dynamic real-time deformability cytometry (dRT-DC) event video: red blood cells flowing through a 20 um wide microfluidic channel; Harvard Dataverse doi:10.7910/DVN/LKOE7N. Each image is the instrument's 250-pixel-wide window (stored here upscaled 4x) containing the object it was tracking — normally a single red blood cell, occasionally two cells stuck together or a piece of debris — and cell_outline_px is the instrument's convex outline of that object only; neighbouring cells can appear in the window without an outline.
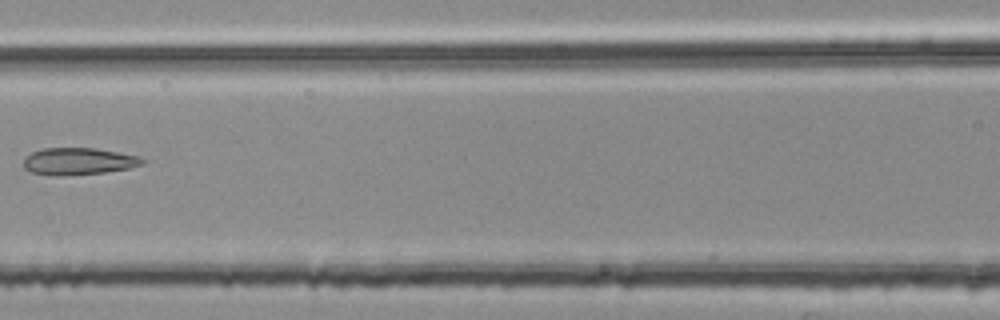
{"species": "common noctule bat (a hibernating species)", "species_latin": "Nyctalus noctula", "temperature_condition": "room temperature", "stored_images_in_passage": 6, "camera_frame_rate_fps": 3000, "um_per_image_px": 0.085, "animal": {"sex": "female", "body_mass_g": 25.1}, "frame": {"image": 1, "passage_image": 6, "time_ms": 1.667, "image_size_px": [1000, 320], "cell_outline_px": [[148, 160], [144, 164], [128, 168], [104, 172], [64, 176], [52, 176], [32, 172], [24, 168], [24, 156], [32, 152], [44, 148], [96, 148], [140, 156]], "centroid_in_image_um": [6.69, 13.71], "position_along_channel_um": 159.9, "area_um2": 18.9}}